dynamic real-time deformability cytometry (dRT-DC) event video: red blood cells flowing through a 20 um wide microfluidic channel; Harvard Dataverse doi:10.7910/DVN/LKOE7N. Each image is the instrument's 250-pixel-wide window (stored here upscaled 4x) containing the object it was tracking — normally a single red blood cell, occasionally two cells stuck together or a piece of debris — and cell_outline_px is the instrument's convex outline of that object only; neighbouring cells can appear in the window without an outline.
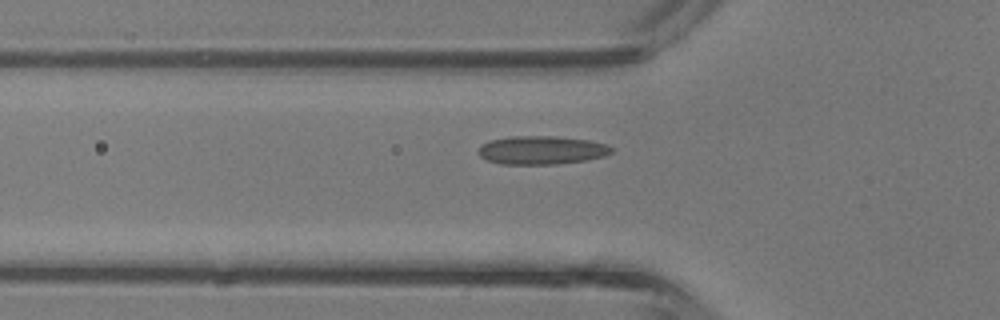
{"species": "common noctule bat (a hibernating species)", "species_latin": "Nyctalus noctula", "temperature_condition": "room temperature", "stored_images_in_passage": 33, "segment_of_instrument_passage": [1, 2], "camera_frame_rate_fps": 3000, "um_per_image_px": 0.085, "animal": {"sex": "male", "body_mass_g": 13.3}, "frame": {"image": 1, "passage_image": 4, "time_ms": 1.0, "image_size_px": [1000, 320], "cell_outline_px": [[616, 148], [612, 152], [604, 156], [584, 160], [556, 164], [500, 164], [488, 160], [480, 156], [476, 152], [480, 144], [492, 140], [508, 136], [556, 136], [588, 140], [608, 144]], "centroid_in_image_um": [46.03, 12.75], "position_along_channel_um": 79.8, "area_um2": 22.25}}
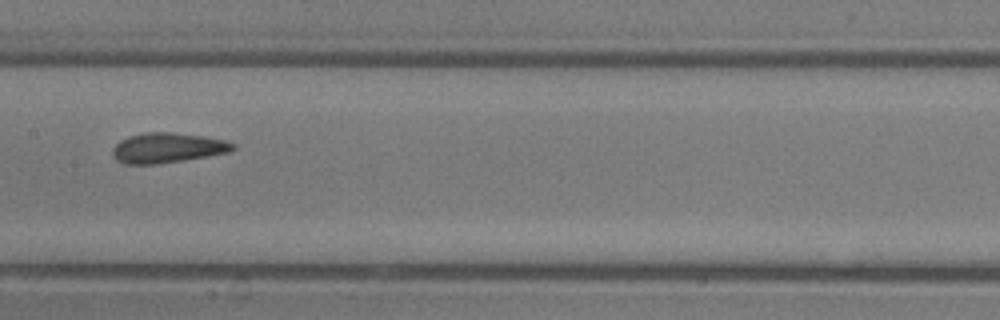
{"frame": {"image": 2, "passage_image": 11, "time_ms": 3.333, "image_size_px": [1000, 320], "cell_outline_px": [[236, 148], [228, 152], [184, 160], [156, 164], [124, 164], [116, 160], [112, 156], [112, 148], [120, 140], [128, 136], [144, 132], [172, 132], [204, 136], [224, 140], [236, 144]], "centroid_in_image_um": [14.2, 12.56], "position_along_channel_um": 193.2, "area_um2": 21.15}}
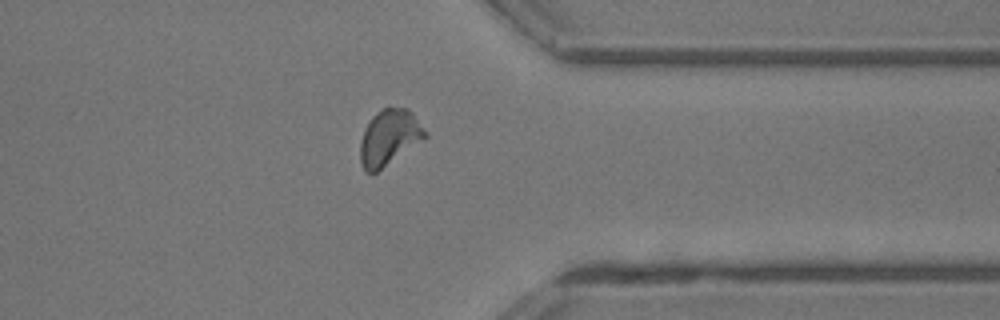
{"frame": {"image": 3, "passage_image": 23, "time_ms": 7.333, "image_size_px": [1000, 320], "cell_outline_px": [[428, 136], [372, 176], [364, 172], [360, 164], [360, 140], [364, 128], [372, 116], [376, 112], [384, 108], [408, 108], [412, 112], [428, 132]], "centroid_in_image_um": [33.06, 11.72], "position_along_channel_um": 378.3, "area_um2": 21.44}}